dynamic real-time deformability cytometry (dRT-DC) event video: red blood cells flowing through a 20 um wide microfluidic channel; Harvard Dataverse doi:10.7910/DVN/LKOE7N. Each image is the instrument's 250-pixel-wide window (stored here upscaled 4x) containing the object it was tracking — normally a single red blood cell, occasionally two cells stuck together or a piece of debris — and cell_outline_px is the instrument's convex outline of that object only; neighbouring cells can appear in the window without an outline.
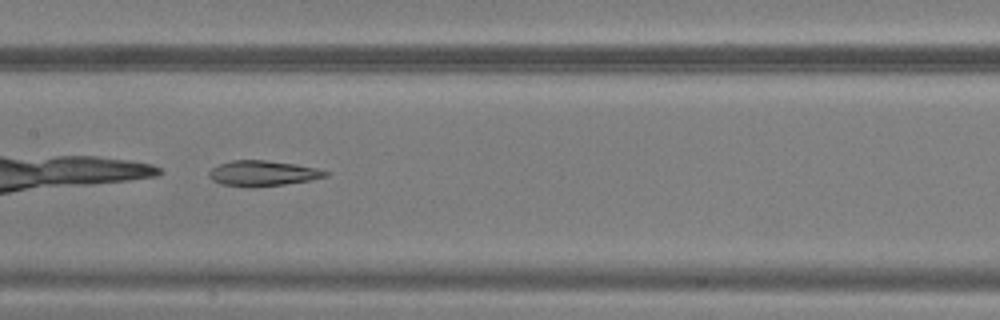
{"species": "common noctule bat (a hibernating species)", "species_latin": "Nyctalus noctula", "temperature_condition": "warm", "stored_images_in_passage": 29, "camera_frame_rate_fps": 3000, "um_per_image_px": 0.085, "animal": {"sex": "male", "body_mass_g": 20.5, "forearm_length_mm": 52.5}, "frame": {"image": 1, "passage_image": 9, "time_ms": 2.667, "image_size_px": [1000, 320], "cell_outline_px": [[328, 176], [308, 180], [284, 184], [252, 188], [248, 188], [220, 184], [212, 180], [208, 176], [208, 172], [212, 168], [220, 164], [232, 160], [264, 160], [296, 164], [316, 168], [328, 172]], "centroid_in_image_um": [22.28, 14.74], "position_along_channel_um": 185.1, "area_um2": 17.28}}